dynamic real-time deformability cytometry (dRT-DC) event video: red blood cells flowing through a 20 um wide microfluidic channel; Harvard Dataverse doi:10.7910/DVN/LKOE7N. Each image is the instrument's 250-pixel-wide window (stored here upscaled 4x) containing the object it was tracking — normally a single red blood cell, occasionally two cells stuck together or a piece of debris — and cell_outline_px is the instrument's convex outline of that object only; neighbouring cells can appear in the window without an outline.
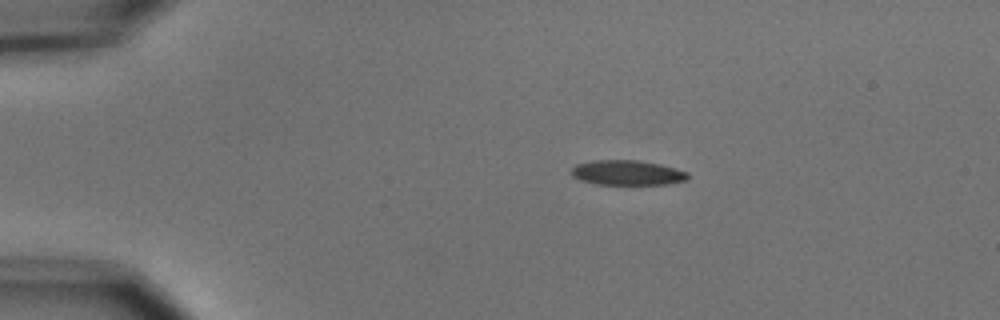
{"species": "common noctule bat (a hibernating species)", "species_latin": "Nyctalus noctula", "temperature_condition": "cold", "stored_images_in_passage": 5, "camera_frame_rate_fps": 3000, "um_per_image_px": 0.085, "animal": {"sex": "male", "body_mass_g": 15.6}, "frame": {"image": 1, "passage_image": 1, "time_ms": 0.0, "image_size_px": [1000, 320], "cell_outline_px": [[688, 180], [668, 184], [596, 184], [580, 180], [572, 176], [572, 168], [576, 164], [596, 160], [636, 160], [660, 164], [688, 172]], "centroid_in_image_um": [53.32, 14.68], "position_along_channel_um": 31.7, "area_um2": 16.82}}
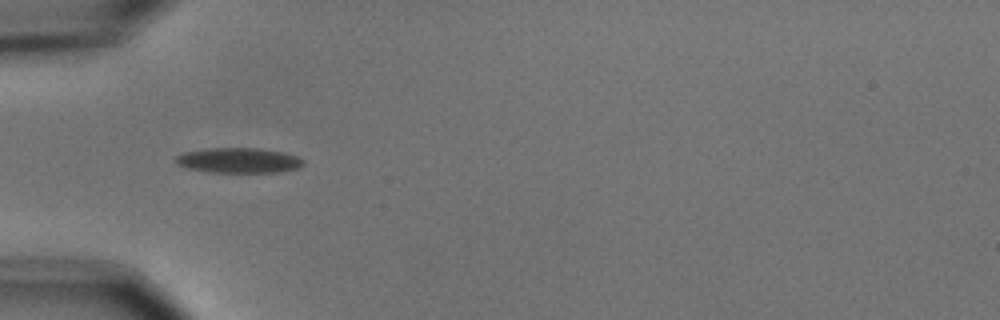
{"frame": {"image": 2, "passage_image": 3, "time_ms": 2.333, "image_size_px": [1000, 320], "cell_outline_px": [[304, 164], [300, 168], [276, 172], [208, 172], [188, 168], [176, 164], [176, 156], [184, 152], [204, 148], [260, 148], [284, 152], [296, 156], [304, 160]], "centroid_in_image_um": [20.29, 13.63], "position_along_channel_um": 64.7, "area_um2": 18.79}}
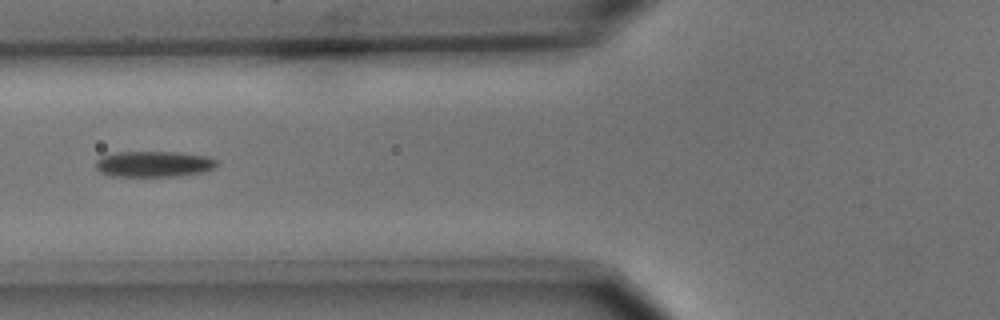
{"frame": {"image": 3, "passage_image": 4, "time_ms": 3.667, "image_size_px": [1000, 320], "cell_outline_px": [[220, 164], [212, 168], [200, 172], [180, 176], [112, 176], [100, 172], [96, 168], [96, 160], [104, 156], [116, 152], [180, 152], [208, 156], [216, 160]], "centroid_in_image_um": [13.09, 13.94], "position_along_channel_um": 112.7, "area_um2": 18.21}}